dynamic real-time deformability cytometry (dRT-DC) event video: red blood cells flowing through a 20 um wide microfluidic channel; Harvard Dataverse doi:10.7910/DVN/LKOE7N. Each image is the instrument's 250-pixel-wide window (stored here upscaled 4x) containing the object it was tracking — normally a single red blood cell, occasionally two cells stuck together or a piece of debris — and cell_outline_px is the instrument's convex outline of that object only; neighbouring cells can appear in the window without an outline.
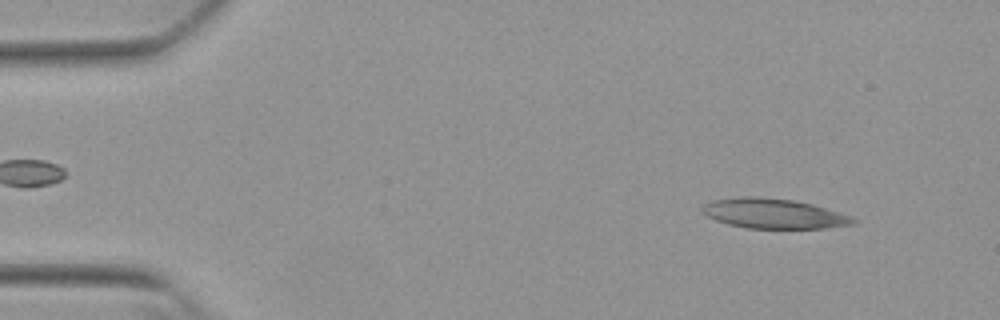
{"species": "Egyptian fruit bat (a non-hibernating species)", "species_latin": "Rousettus aegyptiacus", "temperature_condition": "warm", "stored_images_in_passage": 51, "camera_frame_rate_fps": 3000, "um_per_image_px": 0.085, "animal": {"sex": "female"}, "frame": {"image": 1, "passage_image": 4, "time_ms": 1.0, "image_size_px": [1000, 320], "cell_outline_px": [[860, 220], [856, 224], [824, 228], [748, 228], [728, 224], [704, 216], [700, 212], [700, 208], [704, 204], [712, 200], [740, 196], [756, 196], [792, 200], [812, 204], [852, 216]], "centroid_in_image_um": [65.74, 18.15], "position_along_channel_um": 19.3, "area_um2": 26.53}}
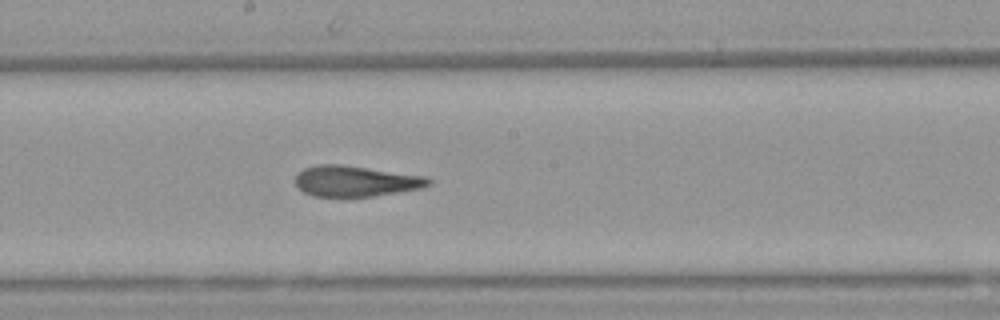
{"frame": {"image": 2, "passage_image": 27, "time_ms": 8.667, "image_size_px": [1000, 320], "cell_outline_px": [[432, 184], [424, 188], [372, 196], [312, 196], [304, 192], [296, 184], [296, 176], [304, 168], [316, 164], [340, 164], [428, 176], [432, 180]], "centroid_in_image_um": [30.29, 15.38], "position_along_channel_um": 217.9, "area_um2": 23.93}}
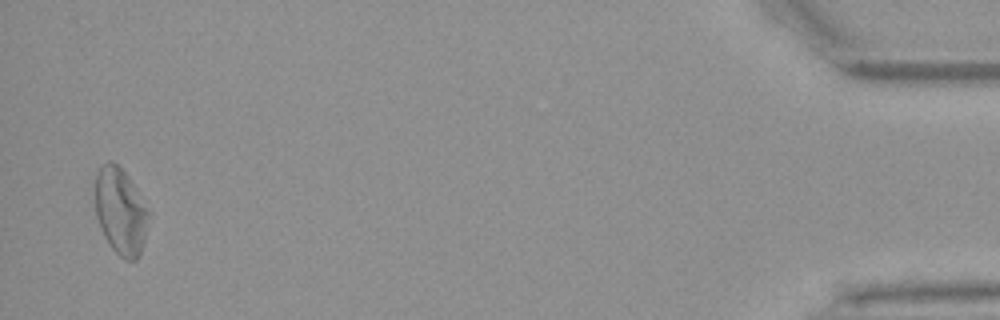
{"frame": {"image": 3, "passage_image": 50, "time_ms": 16.333, "image_size_px": [1000, 320], "cell_outline_px": [[152, 212], [140, 256], [136, 260], [124, 260], [108, 244], [100, 228], [96, 216], [96, 172], [108, 160], [112, 160], [124, 172]], "centroid_in_image_um": [10.28, 18.0], "position_along_channel_um": 424.9, "area_um2": 27.22}, "authors_computed_cell_mechanics": {"area_um2": 25.6632, "velocity_mm_per_s": 3.8339, "shape_relaxation_time_tau1_ms": null, "shape_relaxation_time_tau2_ms": 2.6203, "deformation_change_tau1": null, "deformation_change_tau2": 0.1314}}